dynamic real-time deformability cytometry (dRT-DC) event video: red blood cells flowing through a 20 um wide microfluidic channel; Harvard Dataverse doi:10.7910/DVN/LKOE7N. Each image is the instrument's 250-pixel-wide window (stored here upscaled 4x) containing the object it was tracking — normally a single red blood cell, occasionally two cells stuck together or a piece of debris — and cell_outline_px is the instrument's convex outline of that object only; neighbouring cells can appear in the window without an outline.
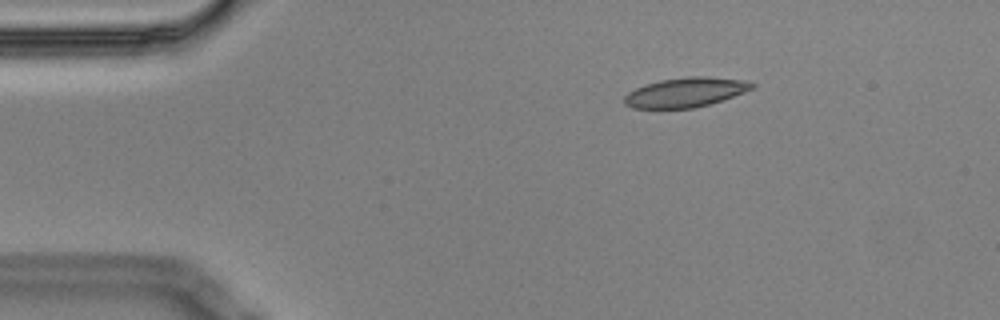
{"species": "Egyptian fruit bat (a non-hibernating species)", "species_latin": "Rousettus aegyptiacus", "temperature_condition": "cold", "stored_images_in_passage": 5, "camera_frame_rate_fps": 3000, "um_per_image_px": 0.085, "animal": {"sex": "male"}, "frame": {"image": 1, "passage_image": 3, "time_ms": 0.667, "image_size_px": [1000, 320], "cell_outline_px": [[756, 88], [696, 108], [632, 108], [624, 104], [624, 96], [628, 92], [644, 84], [660, 80], [688, 76], [708, 76], [744, 80], [756, 84]], "centroid_in_image_um": [58.26, 7.84], "position_along_channel_um": 26.7, "area_um2": 22.02}}
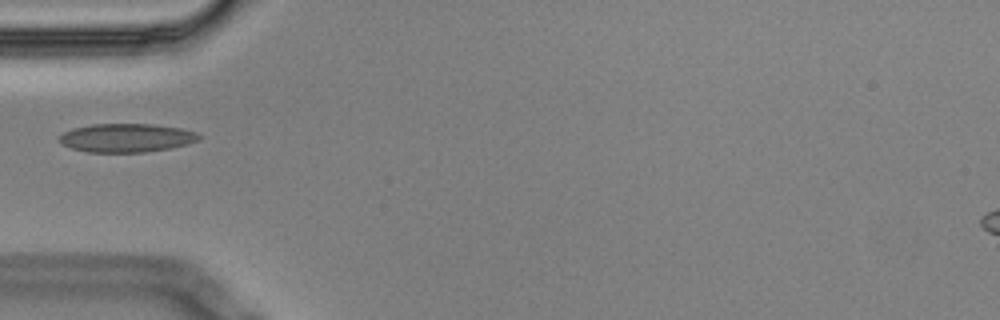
{"frame": {"image": 2, "passage_image": 5, "time_ms": 1.333, "image_size_px": [1000, 320], "cell_outline_px": [[204, 136], [200, 140], [188, 144], [172, 148], [144, 152], [88, 152], [72, 148], [60, 144], [60, 136], [64, 132], [72, 128], [92, 124], [152, 124], [180, 128], [196, 132]], "centroid_in_image_um": [10.79, 11.72], "position_along_channel_um": 74.2, "area_um2": 23.41}}